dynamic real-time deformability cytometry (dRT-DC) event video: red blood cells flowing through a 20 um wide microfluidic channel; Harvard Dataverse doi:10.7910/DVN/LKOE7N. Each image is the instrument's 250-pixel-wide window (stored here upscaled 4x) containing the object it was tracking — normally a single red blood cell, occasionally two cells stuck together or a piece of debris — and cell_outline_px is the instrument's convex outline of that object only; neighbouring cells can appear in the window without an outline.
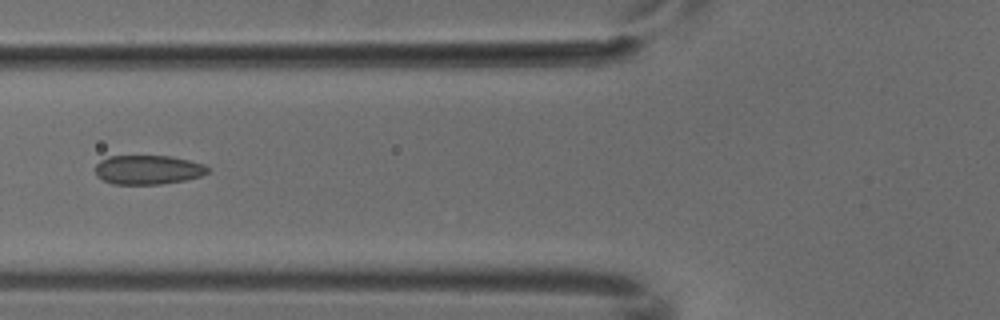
{"species": "common noctule bat (a hibernating species)", "species_latin": "Nyctalus noctula", "temperature_condition": "cold", "stored_images_in_passage": 6, "camera_frame_rate_fps": 3000, "um_per_image_px": 0.085, "animal": {"sex": "male", "body_mass_g": 18.8}, "frame": {"image": 1, "passage_image": 5, "time_ms": 1.333, "image_size_px": [1000, 320], "cell_outline_px": [[208, 172], [200, 176], [184, 180], [160, 184], [112, 184], [96, 176], [96, 164], [100, 160], [108, 156], [172, 156], [204, 164], [208, 168]], "centroid_in_image_um": [12.55, 14.42], "position_along_channel_um": 113.2, "area_um2": 19.07}}
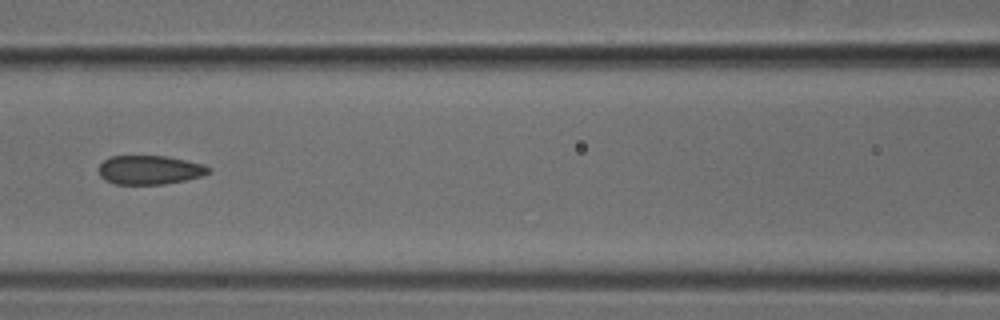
{"frame": {"image": 2, "passage_image": 6, "time_ms": 1.667, "image_size_px": [1000, 320], "cell_outline_px": [[212, 172], [204, 176], [164, 184], [116, 184], [100, 176], [100, 164], [104, 160], [112, 156], [168, 156], [204, 164], [212, 168]], "centroid_in_image_um": [12.8, 14.44], "position_along_channel_um": 153.8, "area_um2": 18.55}}